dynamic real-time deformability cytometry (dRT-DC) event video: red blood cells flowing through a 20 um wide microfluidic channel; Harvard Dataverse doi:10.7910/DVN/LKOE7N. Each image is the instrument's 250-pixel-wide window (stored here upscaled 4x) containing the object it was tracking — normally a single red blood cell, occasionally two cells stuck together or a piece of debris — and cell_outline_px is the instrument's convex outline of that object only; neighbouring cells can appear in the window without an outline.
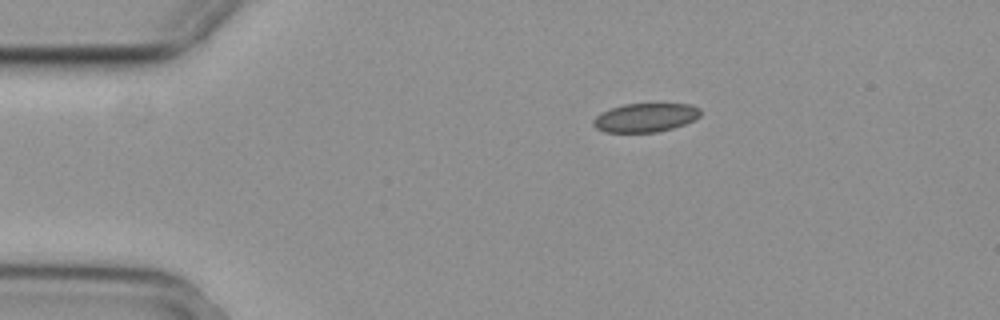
{"species": "common noctule bat (a hibernating species)", "species_latin": "Nyctalus noctula", "temperature_condition": "cold", "stored_images_in_passage": 39, "camera_frame_rate_fps": 3000, "um_per_image_px": 0.085, "animal": {"sex": "female", "body_mass_g": 29.2, "forearm_length_mm": 56.3}, "frame": {"image": 1, "passage_image": 1, "time_ms": 0.0, "image_size_px": [1000, 320], "cell_outline_px": [[700, 116], [684, 124], [672, 128], [656, 132], [604, 132], [596, 128], [592, 124], [592, 120], [600, 112], [624, 104], [688, 104], [700, 108]], "centroid_in_image_um": [54.82, 10.0], "position_along_channel_um": 30.2, "area_um2": 17.86}}
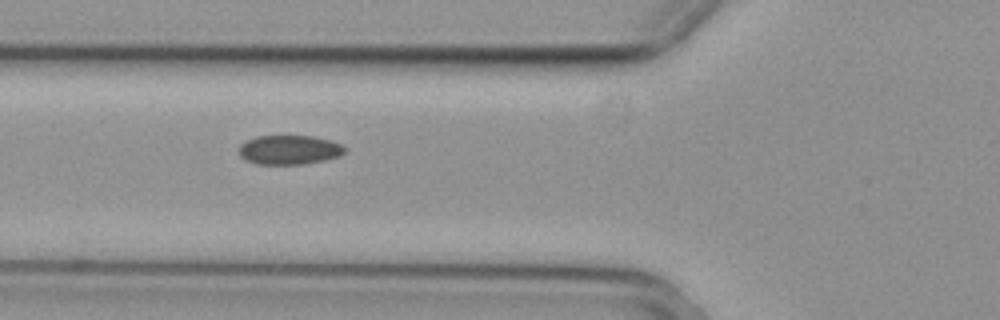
{"frame": {"image": 2, "passage_image": 11, "time_ms": 3.333, "image_size_px": [1000, 320], "cell_outline_px": [[348, 148], [340, 156], [324, 160], [304, 164], [256, 164], [244, 160], [240, 156], [240, 144], [244, 140], [256, 136], [312, 136], [328, 140], [340, 144]], "centroid_in_image_um": [24.56, 12.74], "position_along_channel_um": 101.2, "area_um2": 18.15}}
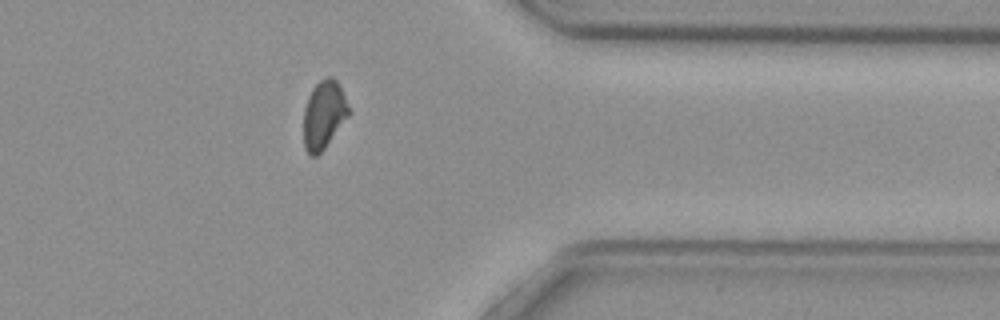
{"frame": {"image": 3, "passage_image": 35, "time_ms": 11.333, "image_size_px": [1000, 320], "cell_outline_px": [[348, 116], [324, 148], [316, 156], [312, 156], [304, 148], [304, 108], [308, 96], [312, 88], [320, 80], [328, 76], [332, 76], [336, 80], [344, 96], [348, 108]], "centroid_in_image_um": [27.49, 9.74], "position_along_channel_um": 383.9, "area_um2": 17.51}, "authors_computed_cell_mechanics": {"area_um2": 18.4382, "velocity_mm_per_s": 3.709, "shape_relaxation_time_tau1_ms": null, "shape_relaxation_time_tau2_ms": 4.5932, "deformation_change_tau1": null, "deformation_change_tau2": 0.0636}}